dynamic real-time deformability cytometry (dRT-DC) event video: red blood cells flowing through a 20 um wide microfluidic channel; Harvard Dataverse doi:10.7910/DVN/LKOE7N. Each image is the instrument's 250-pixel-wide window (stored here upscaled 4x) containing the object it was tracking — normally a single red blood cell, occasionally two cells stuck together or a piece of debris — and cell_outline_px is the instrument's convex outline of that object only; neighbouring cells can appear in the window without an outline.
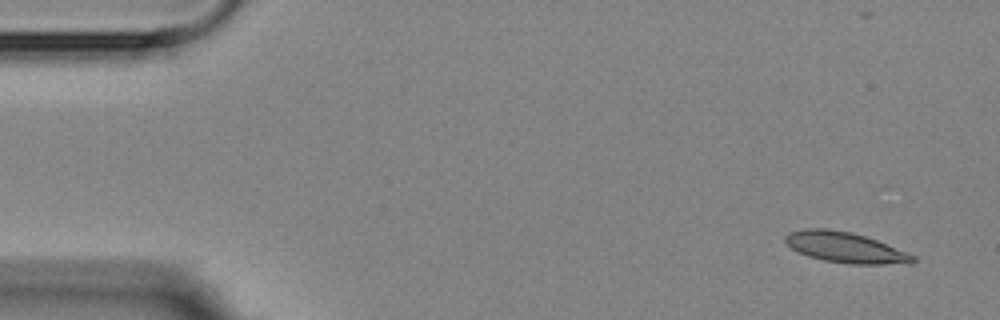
{"species": "Egyptian fruit bat (a non-hibernating species)", "species_latin": "Rousettus aegyptiacus", "temperature_condition": "room temperature", "stored_images_in_passage": 9, "camera_frame_rate_fps": 3000, "um_per_image_px": 0.085, "animal": {"sex": "female"}, "frame": {"image": 1, "passage_image": 1, "time_ms": 0.0, "image_size_px": [1000, 320], "cell_outline_px": [[916, 260], [912, 264], [848, 264], [824, 260], [808, 256], [792, 248], [784, 240], [784, 236], [788, 232], [804, 228], [828, 228], [852, 232], [876, 240], [916, 256]], "centroid_in_image_um": [71.85, 21.03], "position_along_channel_um": 13.2, "area_um2": 22.77}}
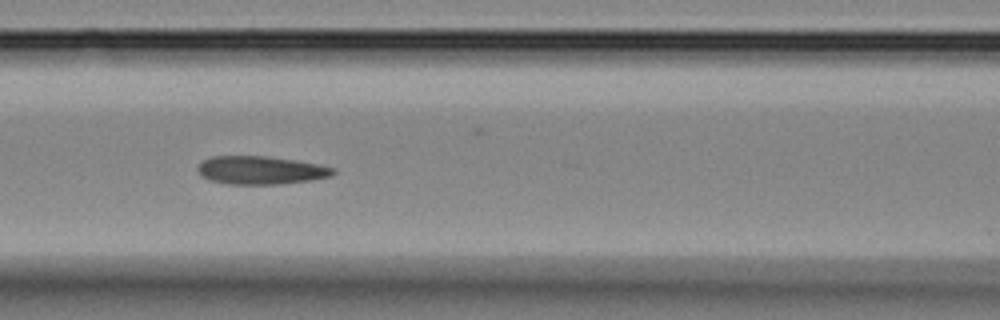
{"frame": {"image": 2, "passage_image": 7, "time_ms": 6.667, "image_size_px": [1000, 320], "cell_outline_px": [[336, 172], [332, 176], [312, 180], [276, 184], [228, 184], [212, 180], [200, 176], [196, 168], [204, 160], [212, 156], [264, 156], [292, 160], [316, 164], [336, 168]], "centroid_in_image_um": [22.16, 14.47], "position_along_channel_um": 144.4, "area_um2": 22.08}}
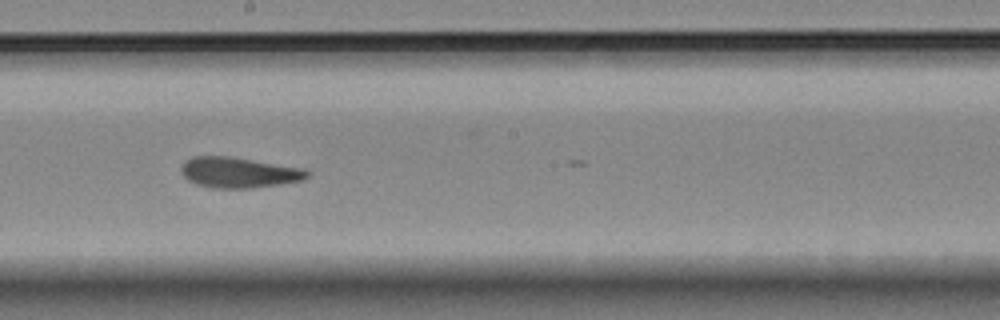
{"frame": {"image": 3, "passage_image": 9, "time_ms": 9.0, "image_size_px": [1000, 320], "cell_outline_px": [[308, 176], [304, 180], [280, 184], [252, 188], [216, 188], [196, 184], [188, 180], [180, 172], [180, 164], [184, 160], [192, 156], [228, 156], [304, 168], [308, 172]], "centroid_in_image_um": [20.25, 14.65], "position_along_channel_um": 227.9, "area_um2": 22.54}}